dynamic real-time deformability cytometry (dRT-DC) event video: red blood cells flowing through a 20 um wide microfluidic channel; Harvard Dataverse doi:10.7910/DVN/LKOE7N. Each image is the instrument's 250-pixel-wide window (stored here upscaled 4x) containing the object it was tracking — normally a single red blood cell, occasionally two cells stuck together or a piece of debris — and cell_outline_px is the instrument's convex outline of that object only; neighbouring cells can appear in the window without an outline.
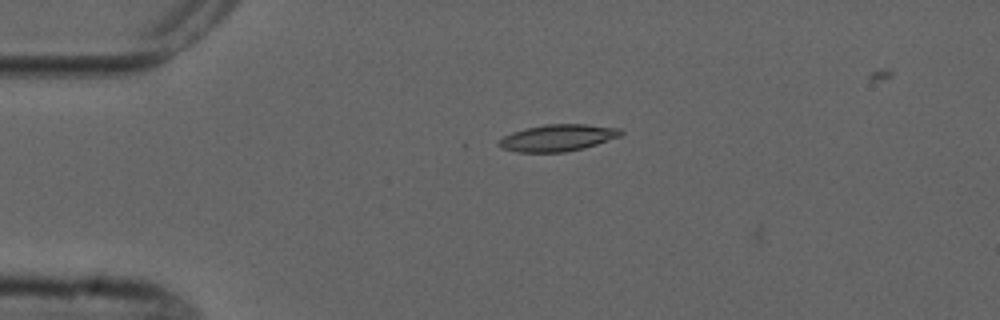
{"species": "common noctule bat (a hibernating species)", "species_latin": "Nyctalus noctula", "temperature_condition": "cold", "stored_images_in_passage": 5, "camera_frame_rate_fps": 3000, "um_per_image_px": 0.085, "animal": {"sex": "male", "forearm_length_mm": 52.5}, "frame": {"image": 1, "passage_image": 4, "time_ms": 4.333, "image_size_px": [1000, 320], "cell_outline_px": [[624, 132], [620, 136], [584, 148], [564, 152], [516, 152], [504, 148], [496, 144], [504, 136], [512, 132], [544, 124], [584, 124], [620, 128]], "centroid_in_image_um": [47.41, 11.71], "position_along_channel_um": 37.6, "area_um2": 18.84}}